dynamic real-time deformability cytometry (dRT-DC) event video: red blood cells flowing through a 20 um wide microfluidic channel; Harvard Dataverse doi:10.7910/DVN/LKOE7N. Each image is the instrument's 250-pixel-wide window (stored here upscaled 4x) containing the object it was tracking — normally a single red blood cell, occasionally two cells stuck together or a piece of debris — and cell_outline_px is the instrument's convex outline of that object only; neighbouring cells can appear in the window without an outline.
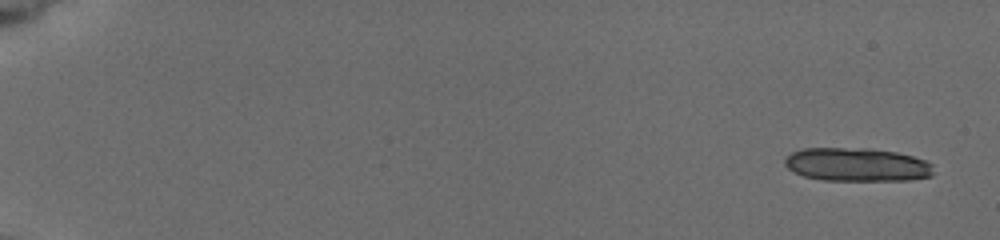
{"species": "common noctule bat (a hibernating species)", "species_latin": "Nyctalus noctula", "temperature_condition": "cold", "stored_images_in_passage": 8, "segment_of_instrument_passage": [1, 2], "camera_frame_rate_fps": 3000, "um_per_image_px": 0.085, "animal": {"sex": "female", "body_mass_g": 19.5, "forearm_length_mm": 54.1}, "frame": {"image": 1, "passage_image": 1, "time_ms": 0.0, "image_size_px": [1000, 240], "cell_outline_px": [[932, 176], [908, 180], [824, 180], [804, 176], [792, 172], [784, 164], [784, 160], [792, 152], [804, 148], [868, 148], [896, 152], [912, 156], [924, 160], [932, 164]], "centroid_in_image_um": [72.82, 13.99], "position_along_channel_um": 12.2, "area_um2": 28.96}}